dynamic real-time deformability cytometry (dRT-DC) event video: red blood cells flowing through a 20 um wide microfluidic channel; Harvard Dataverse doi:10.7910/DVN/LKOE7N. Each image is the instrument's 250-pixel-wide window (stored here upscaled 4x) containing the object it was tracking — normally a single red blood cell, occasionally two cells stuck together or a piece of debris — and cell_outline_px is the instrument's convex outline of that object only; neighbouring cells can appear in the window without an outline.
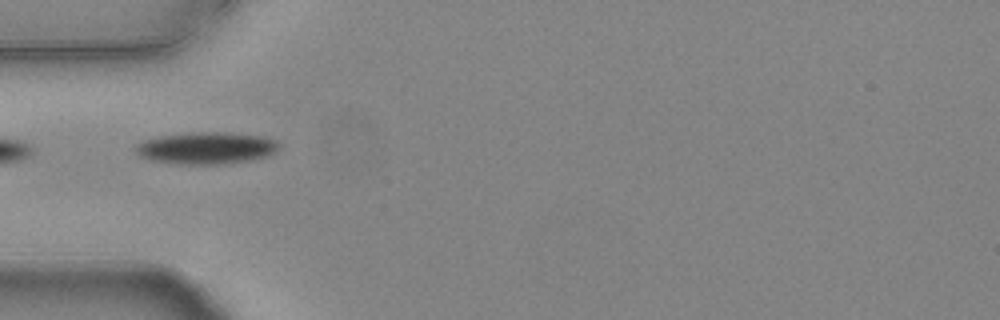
{"species": "common noctule bat (a hibernating species)", "species_latin": "Nyctalus noctula", "temperature_condition": "warm", "stored_images_in_passage": 3, "camera_frame_rate_fps": 3000, "um_per_image_px": 0.085, "animal": {"sex": "female", "body_mass_g": 24.6, "forearm_length_mm": 56.2}, "frame": {"image": 1, "passage_image": 1, "time_ms": 0.0, "image_size_px": [1000, 320], "cell_outline_px": [[280, 144], [268, 156], [252, 160], [220, 164], [176, 164], [148, 160], [140, 156], [132, 148], [136, 144], [144, 140], [160, 136], [188, 132], [228, 132], [260, 136], [276, 140]], "centroid_in_image_um": [17.47, 12.58], "position_along_channel_um": 67.5, "area_um2": 26.88}}